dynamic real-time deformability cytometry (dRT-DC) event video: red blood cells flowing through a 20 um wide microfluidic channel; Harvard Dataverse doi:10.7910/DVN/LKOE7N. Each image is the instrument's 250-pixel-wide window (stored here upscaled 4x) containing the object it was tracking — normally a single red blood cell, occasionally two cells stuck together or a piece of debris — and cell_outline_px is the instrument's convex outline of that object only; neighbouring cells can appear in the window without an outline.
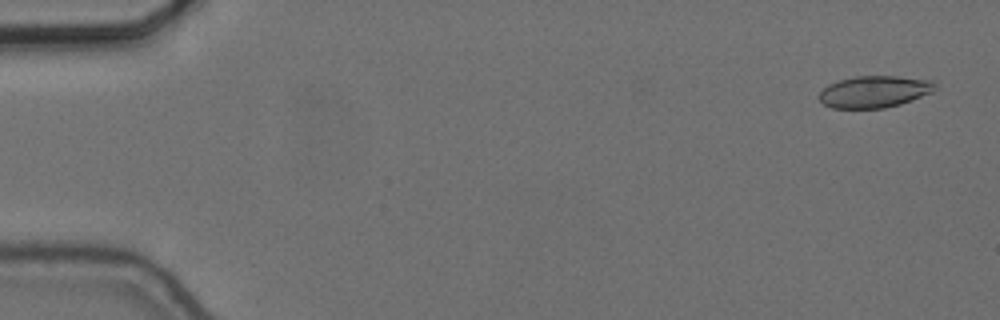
{"species": "common noctule bat (a hibernating species)", "species_latin": "Nyctalus noctula", "temperature_condition": "cold", "stored_images_in_passage": 36, "camera_frame_rate_fps": 3000, "um_per_image_px": 0.085, "animal": {"sex": "female", "body_mass_g": 24.6, "forearm_length_mm": 56.2}, "frame": {"image": 1, "passage_image": 3, "time_ms": 0.667, "image_size_px": [1000, 320], "cell_outline_px": [[936, 88], [932, 92], [900, 104], [884, 108], [832, 108], [824, 104], [816, 96], [828, 84], [840, 80], [856, 76], [900, 76], [932, 80], [936, 84]], "centroid_in_image_um": [74.31, 7.79], "position_along_channel_um": 10.7, "area_um2": 21.5}}
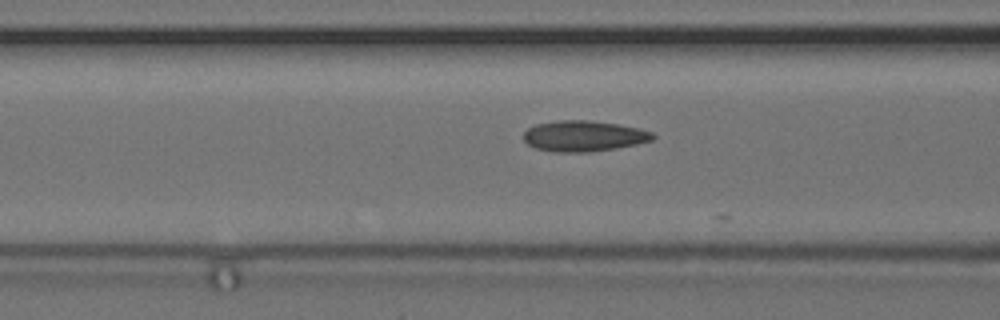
{"frame": {"image": 2, "passage_image": 23, "time_ms": 7.333, "image_size_px": [1000, 320], "cell_outline_px": [[656, 136], [652, 140], [636, 144], [616, 148], [588, 152], [556, 152], [536, 148], [528, 144], [524, 140], [524, 132], [528, 128], [536, 124], [560, 120], [588, 120], [620, 124], [640, 128], [652, 132]], "centroid_in_image_um": [49.64, 11.55], "position_along_channel_um": 117.0, "area_um2": 23.18}}
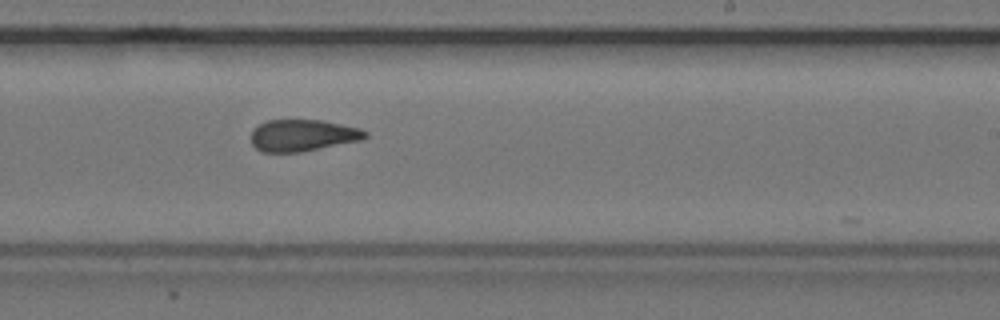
{"frame": {"image": 3, "passage_image": 35, "time_ms": 11.333, "image_size_px": [1000, 320], "cell_outline_px": [[368, 136], [360, 140], [304, 152], [260, 152], [252, 144], [252, 132], [260, 124], [268, 120], [324, 120], [360, 128], [368, 132]], "centroid_in_image_um": [25.76, 11.51], "position_along_channel_um": 263.2, "area_um2": 21.15}}